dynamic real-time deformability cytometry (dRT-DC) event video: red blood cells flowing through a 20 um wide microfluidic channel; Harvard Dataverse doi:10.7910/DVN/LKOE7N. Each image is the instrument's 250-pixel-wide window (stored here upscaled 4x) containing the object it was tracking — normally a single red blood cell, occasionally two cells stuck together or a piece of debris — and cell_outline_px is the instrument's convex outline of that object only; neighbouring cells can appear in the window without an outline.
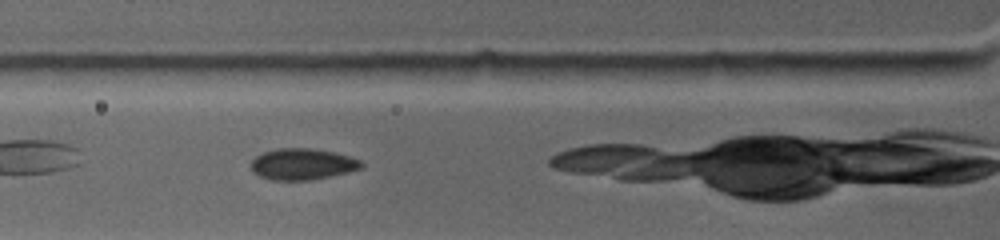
{"species": "common noctule bat (a hibernating species)", "species_latin": "Nyctalus noctula", "temperature_condition": "warm", "stored_images_in_passage": 3, "camera_frame_rate_fps": 4500, "um_per_image_px": 0.085, "animal": {"sex": "female", "body_mass_g": 19.0, "forearm_length_mm": 53.3}, "frame": {"image": 1, "passage_image": 3, "time_ms": 1.778, "image_size_px": [1000, 240], "cell_outline_px": [[364, 168], [332, 176], [312, 180], [272, 180], [260, 176], [252, 172], [252, 160], [256, 156], [264, 152], [276, 148], [308, 148], [332, 152], [348, 156], [360, 160], [364, 164]], "centroid_in_image_um": [25.72, 13.96], "position_along_channel_um": 100.1, "area_um2": 20.11}}